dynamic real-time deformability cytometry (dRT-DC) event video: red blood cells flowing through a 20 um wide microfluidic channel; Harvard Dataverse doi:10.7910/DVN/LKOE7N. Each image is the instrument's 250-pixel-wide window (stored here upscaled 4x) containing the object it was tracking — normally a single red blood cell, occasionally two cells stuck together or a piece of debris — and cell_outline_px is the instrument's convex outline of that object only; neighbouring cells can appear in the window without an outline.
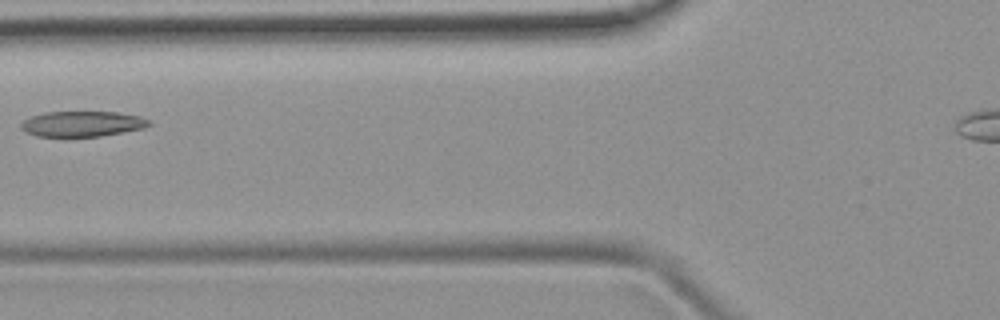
{"species": "common noctule bat (a hibernating species)", "species_latin": "Nyctalus noctula", "temperature_condition": "room temperature", "stored_images_in_passage": 2, "camera_frame_rate_fps": 3000, "um_per_image_px": 0.085, "animal": {"sex": "female", "body_mass_g": 19.9}, "frame": {"image": 1, "passage_image": 2, "time_ms": 1.0, "image_size_px": [1000, 320], "cell_outline_px": [[152, 124], [144, 128], [100, 136], [36, 136], [20, 128], [20, 124], [24, 120], [32, 116], [44, 112], [116, 112], [140, 116], [148, 120]], "centroid_in_image_um": [6.99, 10.52], "position_along_channel_um": 118.8, "area_um2": 18.79}}